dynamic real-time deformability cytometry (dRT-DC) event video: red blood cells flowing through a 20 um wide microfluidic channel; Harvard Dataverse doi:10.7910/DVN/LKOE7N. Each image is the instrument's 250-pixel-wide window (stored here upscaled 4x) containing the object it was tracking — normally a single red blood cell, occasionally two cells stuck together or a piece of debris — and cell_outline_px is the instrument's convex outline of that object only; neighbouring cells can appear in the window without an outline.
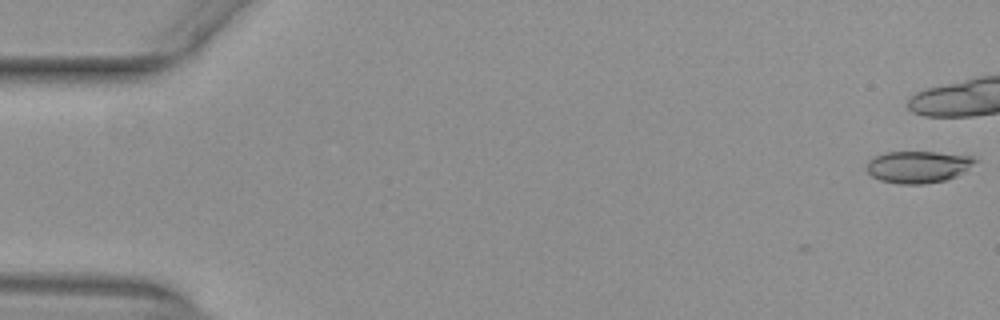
{"species": "common noctule bat (a hibernating species)", "species_latin": "Nyctalus noctula", "temperature_condition": "warm", "stored_images_in_passage": 12, "camera_frame_rate_fps": 3000, "um_per_image_px": 0.085, "animal": {"sex": "female", "body_mass_g": 29.2, "forearm_length_mm": 56.3}, "frame": {"image": 1, "passage_image": 1, "time_ms": 0.0, "image_size_px": [1000, 320], "cell_outline_px": [[976, 160], [972, 164], [956, 176], [944, 180], [924, 184], [900, 184], [880, 180], [872, 176], [868, 172], [868, 160], [872, 156], [888, 152], [936, 152], [972, 156]], "centroid_in_image_um": [77.98, 14.18], "position_along_channel_um": 7.0, "area_um2": 19.88}}